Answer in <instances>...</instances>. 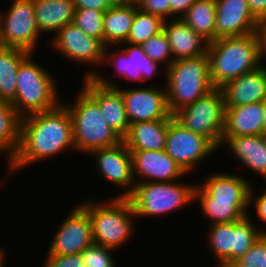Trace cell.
I'll use <instances>...</instances> for the list:
<instances>
[{
  "label": "cell",
  "instance_id": "42",
  "mask_svg": "<svg viewBox=\"0 0 266 267\" xmlns=\"http://www.w3.org/2000/svg\"><path fill=\"white\" fill-rule=\"evenodd\" d=\"M197 0H170V16L177 15L181 18ZM177 14V15H176Z\"/></svg>",
  "mask_w": 266,
  "mask_h": 267
},
{
  "label": "cell",
  "instance_id": "7",
  "mask_svg": "<svg viewBox=\"0 0 266 267\" xmlns=\"http://www.w3.org/2000/svg\"><path fill=\"white\" fill-rule=\"evenodd\" d=\"M194 185L171 182H136L133 193L128 197L135 216H154L179 209L194 201Z\"/></svg>",
  "mask_w": 266,
  "mask_h": 267
},
{
  "label": "cell",
  "instance_id": "29",
  "mask_svg": "<svg viewBox=\"0 0 266 267\" xmlns=\"http://www.w3.org/2000/svg\"><path fill=\"white\" fill-rule=\"evenodd\" d=\"M31 53L14 47L0 49V100L12 102L17 88V71Z\"/></svg>",
  "mask_w": 266,
  "mask_h": 267
},
{
  "label": "cell",
  "instance_id": "46",
  "mask_svg": "<svg viewBox=\"0 0 266 267\" xmlns=\"http://www.w3.org/2000/svg\"><path fill=\"white\" fill-rule=\"evenodd\" d=\"M264 132H266V100L264 101Z\"/></svg>",
  "mask_w": 266,
  "mask_h": 267
},
{
  "label": "cell",
  "instance_id": "14",
  "mask_svg": "<svg viewBox=\"0 0 266 267\" xmlns=\"http://www.w3.org/2000/svg\"><path fill=\"white\" fill-rule=\"evenodd\" d=\"M52 47L74 62L97 65L104 62L105 45L98 39L87 36L74 23L61 28L52 39ZM102 62V63H101Z\"/></svg>",
  "mask_w": 266,
  "mask_h": 267
},
{
  "label": "cell",
  "instance_id": "47",
  "mask_svg": "<svg viewBox=\"0 0 266 267\" xmlns=\"http://www.w3.org/2000/svg\"><path fill=\"white\" fill-rule=\"evenodd\" d=\"M5 47L3 39H2V32H1V25H0V49Z\"/></svg>",
  "mask_w": 266,
  "mask_h": 267
},
{
  "label": "cell",
  "instance_id": "40",
  "mask_svg": "<svg viewBox=\"0 0 266 267\" xmlns=\"http://www.w3.org/2000/svg\"><path fill=\"white\" fill-rule=\"evenodd\" d=\"M252 197L254 198L253 187L250 190L249 204L254 201L253 203L255 204L254 206L256 208V213L258 214L259 219L266 223V190H264V193H262V195L256 196V198L254 199Z\"/></svg>",
  "mask_w": 266,
  "mask_h": 267
},
{
  "label": "cell",
  "instance_id": "4",
  "mask_svg": "<svg viewBox=\"0 0 266 267\" xmlns=\"http://www.w3.org/2000/svg\"><path fill=\"white\" fill-rule=\"evenodd\" d=\"M80 206L91 220L94 243L117 249L129 240L134 229L132 218H135L129 198L116 197L106 204L89 199Z\"/></svg>",
  "mask_w": 266,
  "mask_h": 267
},
{
  "label": "cell",
  "instance_id": "35",
  "mask_svg": "<svg viewBox=\"0 0 266 267\" xmlns=\"http://www.w3.org/2000/svg\"><path fill=\"white\" fill-rule=\"evenodd\" d=\"M230 267H266V233H263Z\"/></svg>",
  "mask_w": 266,
  "mask_h": 267
},
{
  "label": "cell",
  "instance_id": "36",
  "mask_svg": "<svg viewBox=\"0 0 266 267\" xmlns=\"http://www.w3.org/2000/svg\"><path fill=\"white\" fill-rule=\"evenodd\" d=\"M110 251L113 249L93 243L82 251L84 267H116Z\"/></svg>",
  "mask_w": 266,
  "mask_h": 267
},
{
  "label": "cell",
  "instance_id": "21",
  "mask_svg": "<svg viewBox=\"0 0 266 267\" xmlns=\"http://www.w3.org/2000/svg\"><path fill=\"white\" fill-rule=\"evenodd\" d=\"M164 22L166 34L174 61L196 58L207 54L209 42L192 30L181 18Z\"/></svg>",
  "mask_w": 266,
  "mask_h": 267
},
{
  "label": "cell",
  "instance_id": "10",
  "mask_svg": "<svg viewBox=\"0 0 266 267\" xmlns=\"http://www.w3.org/2000/svg\"><path fill=\"white\" fill-rule=\"evenodd\" d=\"M92 77L103 86L118 88L123 95L126 113L130 124L140 121H154L159 119H170L166 90L156 88H133L121 90L111 79H106L97 71H88L84 78Z\"/></svg>",
  "mask_w": 266,
  "mask_h": 267
},
{
  "label": "cell",
  "instance_id": "2",
  "mask_svg": "<svg viewBox=\"0 0 266 267\" xmlns=\"http://www.w3.org/2000/svg\"><path fill=\"white\" fill-rule=\"evenodd\" d=\"M207 55L214 88L262 66L255 33L216 39L209 43Z\"/></svg>",
  "mask_w": 266,
  "mask_h": 267
},
{
  "label": "cell",
  "instance_id": "31",
  "mask_svg": "<svg viewBox=\"0 0 266 267\" xmlns=\"http://www.w3.org/2000/svg\"><path fill=\"white\" fill-rule=\"evenodd\" d=\"M21 117L10 102L0 100V152H6L8 161L16 155L20 143Z\"/></svg>",
  "mask_w": 266,
  "mask_h": 267
},
{
  "label": "cell",
  "instance_id": "27",
  "mask_svg": "<svg viewBox=\"0 0 266 267\" xmlns=\"http://www.w3.org/2000/svg\"><path fill=\"white\" fill-rule=\"evenodd\" d=\"M137 11V3L111 6L104 12V45H125ZM120 43V44H119Z\"/></svg>",
  "mask_w": 266,
  "mask_h": 267
},
{
  "label": "cell",
  "instance_id": "15",
  "mask_svg": "<svg viewBox=\"0 0 266 267\" xmlns=\"http://www.w3.org/2000/svg\"><path fill=\"white\" fill-rule=\"evenodd\" d=\"M92 153L97 157V169L101 172L100 174L107 181L126 189L117 197L128 198L133 193L136 183L133 182L135 177L133 175L132 158L127 145L121 142L113 147L93 150Z\"/></svg>",
  "mask_w": 266,
  "mask_h": 267
},
{
  "label": "cell",
  "instance_id": "13",
  "mask_svg": "<svg viewBox=\"0 0 266 267\" xmlns=\"http://www.w3.org/2000/svg\"><path fill=\"white\" fill-rule=\"evenodd\" d=\"M58 228L47 255L79 254L94 243L88 213L79 205Z\"/></svg>",
  "mask_w": 266,
  "mask_h": 267
},
{
  "label": "cell",
  "instance_id": "28",
  "mask_svg": "<svg viewBox=\"0 0 266 267\" xmlns=\"http://www.w3.org/2000/svg\"><path fill=\"white\" fill-rule=\"evenodd\" d=\"M197 198V199H196ZM194 200H199L202 212L211 219L212 224L230 223L249 215V202H223L213 199L198 185L195 186Z\"/></svg>",
  "mask_w": 266,
  "mask_h": 267
},
{
  "label": "cell",
  "instance_id": "12",
  "mask_svg": "<svg viewBox=\"0 0 266 267\" xmlns=\"http://www.w3.org/2000/svg\"><path fill=\"white\" fill-rule=\"evenodd\" d=\"M11 4L7 14H0L4 45L33 54L40 34L35 18L34 0H14Z\"/></svg>",
  "mask_w": 266,
  "mask_h": 267
},
{
  "label": "cell",
  "instance_id": "8",
  "mask_svg": "<svg viewBox=\"0 0 266 267\" xmlns=\"http://www.w3.org/2000/svg\"><path fill=\"white\" fill-rule=\"evenodd\" d=\"M184 128L208 138L218 149L222 146L225 124V101L220 88L173 114Z\"/></svg>",
  "mask_w": 266,
  "mask_h": 267
},
{
  "label": "cell",
  "instance_id": "11",
  "mask_svg": "<svg viewBox=\"0 0 266 267\" xmlns=\"http://www.w3.org/2000/svg\"><path fill=\"white\" fill-rule=\"evenodd\" d=\"M218 148L208 139L168 119L165 152L187 174Z\"/></svg>",
  "mask_w": 266,
  "mask_h": 267
},
{
  "label": "cell",
  "instance_id": "39",
  "mask_svg": "<svg viewBox=\"0 0 266 267\" xmlns=\"http://www.w3.org/2000/svg\"><path fill=\"white\" fill-rule=\"evenodd\" d=\"M75 9H94L106 12L111 5L107 0H73Z\"/></svg>",
  "mask_w": 266,
  "mask_h": 267
},
{
  "label": "cell",
  "instance_id": "33",
  "mask_svg": "<svg viewBox=\"0 0 266 267\" xmlns=\"http://www.w3.org/2000/svg\"><path fill=\"white\" fill-rule=\"evenodd\" d=\"M104 12L94 9H75L73 23L87 36L94 37L104 44Z\"/></svg>",
  "mask_w": 266,
  "mask_h": 267
},
{
  "label": "cell",
  "instance_id": "30",
  "mask_svg": "<svg viewBox=\"0 0 266 267\" xmlns=\"http://www.w3.org/2000/svg\"><path fill=\"white\" fill-rule=\"evenodd\" d=\"M181 19L209 43L215 41L216 0H197Z\"/></svg>",
  "mask_w": 266,
  "mask_h": 267
},
{
  "label": "cell",
  "instance_id": "17",
  "mask_svg": "<svg viewBox=\"0 0 266 267\" xmlns=\"http://www.w3.org/2000/svg\"><path fill=\"white\" fill-rule=\"evenodd\" d=\"M83 80L82 89L97 102L109 127L124 138L128 133L130 122L122 92L116 87L103 86L92 77Z\"/></svg>",
  "mask_w": 266,
  "mask_h": 267
},
{
  "label": "cell",
  "instance_id": "5",
  "mask_svg": "<svg viewBox=\"0 0 266 267\" xmlns=\"http://www.w3.org/2000/svg\"><path fill=\"white\" fill-rule=\"evenodd\" d=\"M70 113L75 149L91 153L93 150L113 147L123 138L105 121L97 102L83 89L75 105L63 104Z\"/></svg>",
  "mask_w": 266,
  "mask_h": 267
},
{
  "label": "cell",
  "instance_id": "26",
  "mask_svg": "<svg viewBox=\"0 0 266 267\" xmlns=\"http://www.w3.org/2000/svg\"><path fill=\"white\" fill-rule=\"evenodd\" d=\"M35 18L40 33L55 32L73 23V0H34Z\"/></svg>",
  "mask_w": 266,
  "mask_h": 267
},
{
  "label": "cell",
  "instance_id": "48",
  "mask_svg": "<svg viewBox=\"0 0 266 267\" xmlns=\"http://www.w3.org/2000/svg\"><path fill=\"white\" fill-rule=\"evenodd\" d=\"M262 135H263L265 142H266V132H264Z\"/></svg>",
  "mask_w": 266,
  "mask_h": 267
},
{
  "label": "cell",
  "instance_id": "1",
  "mask_svg": "<svg viewBox=\"0 0 266 267\" xmlns=\"http://www.w3.org/2000/svg\"><path fill=\"white\" fill-rule=\"evenodd\" d=\"M62 103L50 111L21 118L20 143L16 155L8 163L9 172H16L66 149L74 150L72 119Z\"/></svg>",
  "mask_w": 266,
  "mask_h": 267
},
{
  "label": "cell",
  "instance_id": "22",
  "mask_svg": "<svg viewBox=\"0 0 266 267\" xmlns=\"http://www.w3.org/2000/svg\"><path fill=\"white\" fill-rule=\"evenodd\" d=\"M264 133V102L225 107L222 137L262 135Z\"/></svg>",
  "mask_w": 266,
  "mask_h": 267
},
{
  "label": "cell",
  "instance_id": "41",
  "mask_svg": "<svg viewBox=\"0 0 266 267\" xmlns=\"http://www.w3.org/2000/svg\"><path fill=\"white\" fill-rule=\"evenodd\" d=\"M249 10L258 21H266V0H247Z\"/></svg>",
  "mask_w": 266,
  "mask_h": 267
},
{
  "label": "cell",
  "instance_id": "37",
  "mask_svg": "<svg viewBox=\"0 0 266 267\" xmlns=\"http://www.w3.org/2000/svg\"><path fill=\"white\" fill-rule=\"evenodd\" d=\"M136 3L144 12L159 16L164 21L170 17V0H136Z\"/></svg>",
  "mask_w": 266,
  "mask_h": 267
},
{
  "label": "cell",
  "instance_id": "44",
  "mask_svg": "<svg viewBox=\"0 0 266 267\" xmlns=\"http://www.w3.org/2000/svg\"><path fill=\"white\" fill-rule=\"evenodd\" d=\"M111 6H117V5H127L133 2H136V0H107Z\"/></svg>",
  "mask_w": 266,
  "mask_h": 267
},
{
  "label": "cell",
  "instance_id": "24",
  "mask_svg": "<svg viewBox=\"0 0 266 267\" xmlns=\"http://www.w3.org/2000/svg\"><path fill=\"white\" fill-rule=\"evenodd\" d=\"M210 173L200 186L213 201L249 202L252 184L245 177L228 173Z\"/></svg>",
  "mask_w": 266,
  "mask_h": 267
},
{
  "label": "cell",
  "instance_id": "18",
  "mask_svg": "<svg viewBox=\"0 0 266 267\" xmlns=\"http://www.w3.org/2000/svg\"><path fill=\"white\" fill-rule=\"evenodd\" d=\"M133 175L137 173L148 182H171L186 173L165 152L160 151H130Z\"/></svg>",
  "mask_w": 266,
  "mask_h": 267
},
{
  "label": "cell",
  "instance_id": "23",
  "mask_svg": "<svg viewBox=\"0 0 266 267\" xmlns=\"http://www.w3.org/2000/svg\"><path fill=\"white\" fill-rule=\"evenodd\" d=\"M168 119L140 121L129 125L123 142L130 151H160L165 150Z\"/></svg>",
  "mask_w": 266,
  "mask_h": 267
},
{
  "label": "cell",
  "instance_id": "16",
  "mask_svg": "<svg viewBox=\"0 0 266 267\" xmlns=\"http://www.w3.org/2000/svg\"><path fill=\"white\" fill-rule=\"evenodd\" d=\"M258 23L247 0H216L215 40L253 34Z\"/></svg>",
  "mask_w": 266,
  "mask_h": 267
},
{
  "label": "cell",
  "instance_id": "3",
  "mask_svg": "<svg viewBox=\"0 0 266 267\" xmlns=\"http://www.w3.org/2000/svg\"><path fill=\"white\" fill-rule=\"evenodd\" d=\"M165 72V90L172 115L214 89L207 54L173 61Z\"/></svg>",
  "mask_w": 266,
  "mask_h": 267
},
{
  "label": "cell",
  "instance_id": "20",
  "mask_svg": "<svg viewBox=\"0 0 266 267\" xmlns=\"http://www.w3.org/2000/svg\"><path fill=\"white\" fill-rule=\"evenodd\" d=\"M127 45L130 46L120 49V52H112V54H108L109 47L106 46L103 60H110V62L112 60V64L116 67V72L123 78H127L128 81L131 80V82L133 80L142 82V80L146 81V79L155 76L159 71L157 67L160 63L149 58L141 45Z\"/></svg>",
  "mask_w": 266,
  "mask_h": 267
},
{
  "label": "cell",
  "instance_id": "43",
  "mask_svg": "<svg viewBox=\"0 0 266 267\" xmlns=\"http://www.w3.org/2000/svg\"><path fill=\"white\" fill-rule=\"evenodd\" d=\"M255 35L258 40L259 60L260 64H262L261 59L266 56V21H261L258 23V26L255 30Z\"/></svg>",
  "mask_w": 266,
  "mask_h": 267
},
{
  "label": "cell",
  "instance_id": "38",
  "mask_svg": "<svg viewBox=\"0 0 266 267\" xmlns=\"http://www.w3.org/2000/svg\"><path fill=\"white\" fill-rule=\"evenodd\" d=\"M43 267H84L82 254L47 255Z\"/></svg>",
  "mask_w": 266,
  "mask_h": 267
},
{
  "label": "cell",
  "instance_id": "25",
  "mask_svg": "<svg viewBox=\"0 0 266 267\" xmlns=\"http://www.w3.org/2000/svg\"><path fill=\"white\" fill-rule=\"evenodd\" d=\"M223 143L230 146L237 160L266 177V142L263 135L222 137Z\"/></svg>",
  "mask_w": 266,
  "mask_h": 267
},
{
  "label": "cell",
  "instance_id": "6",
  "mask_svg": "<svg viewBox=\"0 0 266 267\" xmlns=\"http://www.w3.org/2000/svg\"><path fill=\"white\" fill-rule=\"evenodd\" d=\"M32 55L18 68L16 95L11 102L21 118L28 114L50 111L61 103L57 99L56 81L48 71L32 61Z\"/></svg>",
  "mask_w": 266,
  "mask_h": 267
},
{
  "label": "cell",
  "instance_id": "34",
  "mask_svg": "<svg viewBox=\"0 0 266 267\" xmlns=\"http://www.w3.org/2000/svg\"><path fill=\"white\" fill-rule=\"evenodd\" d=\"M141 47L145 54L153 61L162 62L163 64L166 61L165 68H168L174 61L171 47L164 31L150 37Z\"/></svg>",
  "mask_w": 266,
  "mask_h": 267
},
{
  "label": "cell",
  "instance_id": "9",
  "mask_svg": "<svg viewBox=\"0 0 266 267\" xmlns=\"http://www.w3.org/2000/svg\"><path fill=\"white\" fill-rule=\"evenodd\" d=\"M249 215L239 221L211 224L209 248L219 261L218 267H230L235 261L266 233L255 227Z\"/></svg>",
  "mask_w": 266,
  "mask_h": 267
},
{
  "label": "cell",
  "instance_id": "32",
  "mask_svg": "<svg viewBox=\"0 0 266 267\" xmlns=\"http://www.w3.org/2000/svg\"><path fill=\"white\" fill-rule=\"evenodd\" d=\"M164 20L159 16L144 12L137 5V11L126 44L142 45L150 37L163 31Z\"/></svg>",
  "mask_w": 266,
  "mask_h": 267
},
{
  "label": "cell",
  "instance_id": "19",
  "mask_svg": "<svg viewBox=\"0 0 266 267\" xmlns=\"http://www.w3.org/2000/svg\"><path fill=\"white\" fill-rule=\"evenodd\" d=\"M220 89L224 95L225 107L259 103L266 100V66L245 73L226 82Z\"/></svg>",
  "mask_w": 266,
  "mask_h": 267
},
{
  "label": "cell",
  "instance_id": "45",
  "mask_svg": "<svg viewBox=\"0 0 266 267\" xmlns=\"http://www.w3.org/2000/svg\"><path fill=\"white\" fill-rule=\"evenodd\" d=\"M4 257H5V254H4V251L2 249H0V267H4Z\"/></svg>",
  "mask_w": 266,
  "mask_h": 267
}]
</instances>
